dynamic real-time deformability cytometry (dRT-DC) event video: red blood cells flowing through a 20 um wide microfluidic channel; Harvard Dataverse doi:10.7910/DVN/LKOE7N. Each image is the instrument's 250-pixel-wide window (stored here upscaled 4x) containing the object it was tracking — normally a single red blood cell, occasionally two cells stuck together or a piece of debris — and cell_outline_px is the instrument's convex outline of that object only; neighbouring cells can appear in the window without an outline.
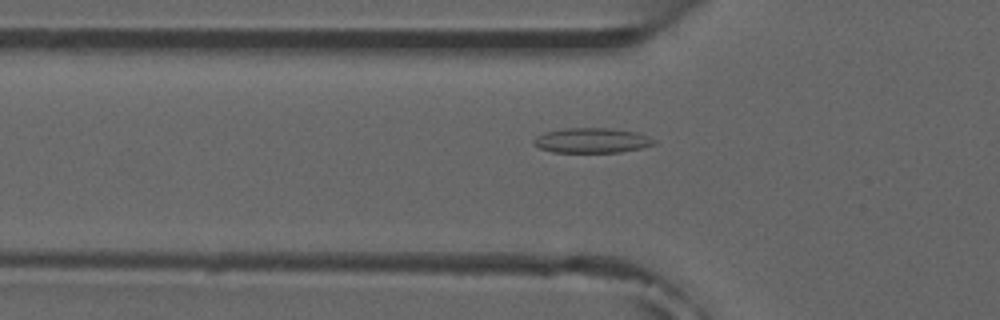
{"species": "common noctule bat (a hibernating species)", "species_latin": "Nyctalus noctula", "temperature_condition": "room temperature", "stored_images_in_passage": 5, "camera_frame_rate_fps": 3000, "um_per_image_px": 0.085, "animal": {"sex": "male", "forearm_length_mm": 52.5}, "frame": {"image": 1, "passage_image": 5, "time_ms": 5.667, "image_size_px": [1000, 320], "cell_outline_px": [[656, 144], [640, 148], [620, 152], [552, 152], [540, 148], [532, 144], [532, 140], [544, 132], [564, 128], [612, 128], [636, 132], [648, 136], [656, 140]], "centroid_in_image_um": [50.3, 11.93], "position_along_channel_um": 75.5, "area_um2": 17.57}}